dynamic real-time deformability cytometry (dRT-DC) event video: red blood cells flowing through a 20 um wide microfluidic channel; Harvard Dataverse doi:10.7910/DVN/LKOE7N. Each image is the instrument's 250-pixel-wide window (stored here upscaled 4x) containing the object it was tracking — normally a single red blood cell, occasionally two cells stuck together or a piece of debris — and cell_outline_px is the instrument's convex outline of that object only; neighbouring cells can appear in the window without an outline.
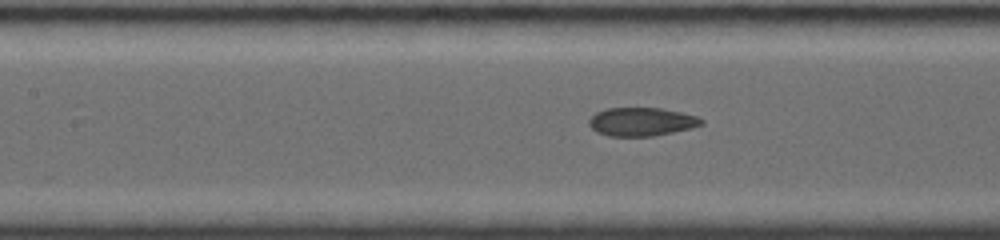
{"species": "common noctule bat (a hibernating species)", "species_latin": "Nyctalus noctula", "temperature_condition": "room temperature", "stored_images_in_passage": 12, "camera_frame_rate_fps": 4000, "um_per_image_px": 0.085, "animal": {"sex": "female", "body_mass_g": 19.0, "forearm_length_mm": 56.7}, "frame": {"image": 1, "passage_image": 10, "time_ms": 3.5, "image_size_px": [1000, 240], "cell_outline_px": [[704, 124], [692, 128], [652, 136], [608, 136], [596, 132], [588, 124], [588, 120], [596, 112], [608, 108], [660, 108], [680, 112], [696, 116], [704, 120]], "centroid_in_image_um": [54.52, 10.35], "position_along_channel_um": 152.9, "area_um2": 18.61}}